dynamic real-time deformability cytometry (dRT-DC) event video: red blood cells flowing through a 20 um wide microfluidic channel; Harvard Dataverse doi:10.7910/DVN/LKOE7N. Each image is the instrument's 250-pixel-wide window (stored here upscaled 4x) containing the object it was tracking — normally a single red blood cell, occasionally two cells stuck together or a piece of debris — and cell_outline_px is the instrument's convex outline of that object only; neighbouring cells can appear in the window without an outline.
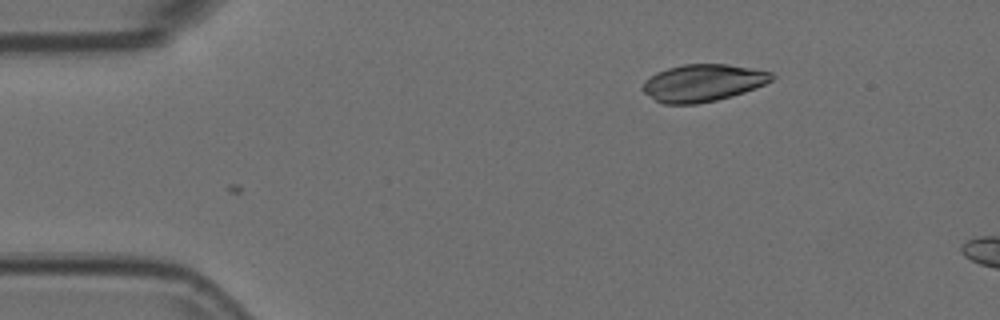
{"species": "Egyptian fruit bat (a non-hibernating species)", "species_latin": "Rousettus aegyptiacus", "temperature_condition": "room temperature", "stored_images_in_passage": 3, "camera_frame_rate_fps": 3000, "um_per_image_px": 0.085, "animal": {"sex": "female"}, "frame": {"image": 1, "passage_image": 3, "time_ms": 0.667, "image_size_px": [1000, 320], "cell_outline_px": [[776, 76], [772, 80], [756, 88], [732, 96], [716, 100], [696, 104], [664, 104], [656, 100], [644, 92], [640, 88], [644, 80], [656, 72], [668, 68], [684, 64], [728, 64], [772, 72]], "centroid_in_image_um": [59.73, 7.04], "position_along_channel_um": 25.3, "area_um2": 28.03}}